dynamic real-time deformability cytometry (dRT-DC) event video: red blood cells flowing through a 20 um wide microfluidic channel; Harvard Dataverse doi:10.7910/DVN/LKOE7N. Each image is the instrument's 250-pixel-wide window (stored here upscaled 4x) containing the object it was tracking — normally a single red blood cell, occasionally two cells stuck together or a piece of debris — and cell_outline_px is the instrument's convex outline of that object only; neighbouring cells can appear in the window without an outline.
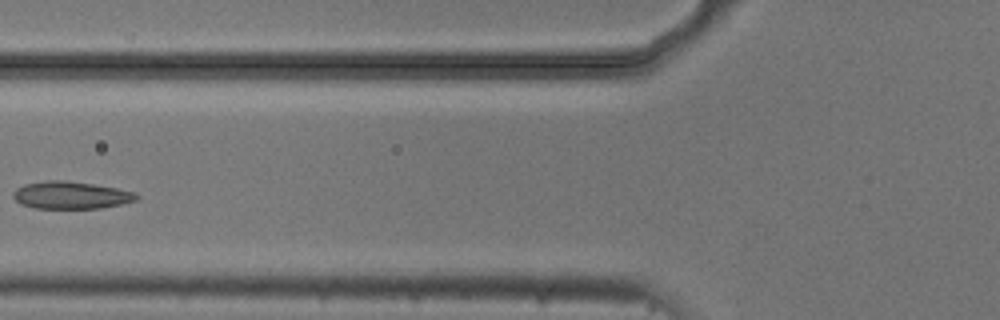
{"species": "common noctule bat (a hibernating species)", "species_latin": "Nyctalus noctula", "temperature_condition": "cold", "stored_images_in_passage": 4, "camera_frame_rate_fps": 3000, "um_per_image_px": 0.085, "animal": {"sex": "male", "body_mass_g": 20.5, "forearm_length_mm": 52.5}, "frame": {"image": 1, "passage_image": 4, "time_ms": 1.0, "image_size_px": [1000, 320], "cell_outline_px": [[140, 196], [136, 200], [120, 204], [100, 208], [36, 208], [20, 204], [12, 196], [12, 192], [16, 188], [24, 184], [48, 180], [64, 180], [92, 184], [116, 188], [136, 192]], "centroid_in_image_um": [6.01, 16.58], "position_along_channel_um": 119.8, "area_um2": 19.65}}